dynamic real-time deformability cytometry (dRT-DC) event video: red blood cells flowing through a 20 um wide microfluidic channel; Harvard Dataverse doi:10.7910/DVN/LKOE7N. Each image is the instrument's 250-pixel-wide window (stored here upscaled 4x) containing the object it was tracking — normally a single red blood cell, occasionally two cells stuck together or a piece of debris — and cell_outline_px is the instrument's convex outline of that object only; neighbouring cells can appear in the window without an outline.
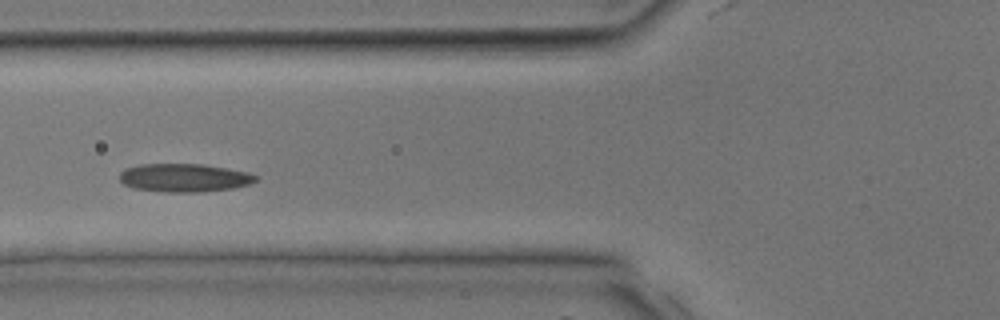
{"species": "common noctule bat (a hibernating species)", "species_latin": "Nyctalus noctula", "temperature_condition": "room temperature", "stored_images_in_passage": 17, "camera_frame_rate_fps": 3000, "um_per_image_px": 0.085, "animal": {"sex": "male", "body_mass_g": 17.9, "forearm_length_mm": 54.2}, "frame": {"image": 1, "passage_image": 6, "time_ms": 1.667, "image_size_px": [1000, 320], "cell_outline_px": [[260, 176], [256, 180], [248, 184], [232, 188], [200, 192], [168, 192], [132, 188], [124, 184], [120, 180], [120, 172], [124, 168], [140, 164], [204, 164], [248, 172]], "centroid_in_image_um": [15.65, 15.1], "position_along_channel_um": 110.2, "area_um2": 22.48}}
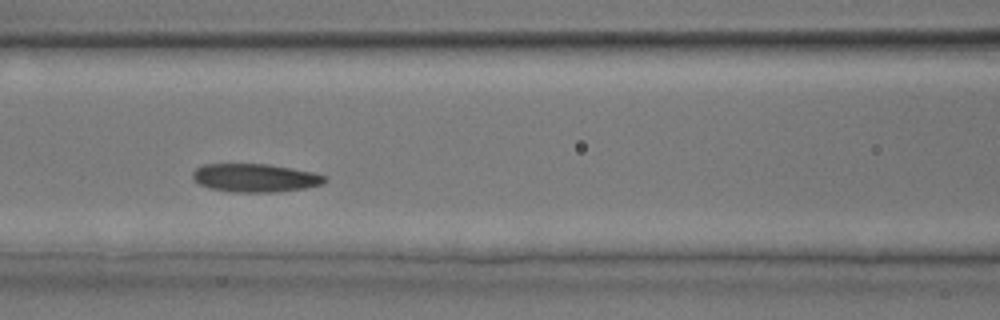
{"frame": {"image": 2, "passage_image": 8, "time_ms": 2.333, "image_size_px": [1000, 320], "cell_outline_px": [[328, 180], [324, 184], [304, 188], [272, 192], [228, 192], [212, 188], [200, 184], [192, 176], [192, 172], [196, 168], [204, 164], [268, 164], [312, 172], [328, 176]], "centroid_in_image_um": [21.72, 15.12], "position_along_channel_um": 144.9, "area_um2": 21.73}}